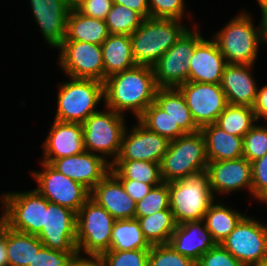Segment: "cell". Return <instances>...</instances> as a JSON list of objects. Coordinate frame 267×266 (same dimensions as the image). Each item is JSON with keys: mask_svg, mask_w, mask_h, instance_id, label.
I'll return each mask as SVG.
<instances>
[{"mask_svg": "<svg viewBox=\"0 0 267 266\" xmlns=\"http://www.w3.org/2000/svg\"><path fill=\"white\" fill-rule=\"evenodd\" d=\"M157 89L153 68L136 65L105 79L102 106L124 116L132 113L137 120L155 102Z\"/></svg>", "mask_w": 267, "mask_h": 266, "instance_id": "1", "label": "cell"}, {"mask_svg": "<svg viewBox=\"0 0 267 266\" xmlns=\"http://www.w3.org/2000/svg\"><path fill=\"white\" fill-rule=\"evenodd\" d=\"M251 14V11L241 9L211 36L229 64H256L263 44L259 27Z\"/></svg>", "mask_w": 267, "mask_h": 266, "instance_id": "2", "label": "cell"}, {"mask_svg": "<svg viewBox=\"0 0 267 266\" xmlns=\"http://www.w3.org/2000/svg\"><path fill=\"white\" fill-rule=\"evenodd\" d=\"M191 26L178 19L144 18L130 35L136 65L153 67Z\"/></svg>", "mask_w": 267, "mask_h": 266, "instance_id": "3", "label": "cell"}, {"mask_svg": "<svg viewBox=\"0 0 267 266\" xmlns=\"http://www.w3.org/2000/svg\"><path fill=\"white\" fill-rule=\"evenodd\" d=\"M67 78L69 80H64L57 87L54 119L82 124L104 104V83L92 79Z\"/></svg>", "mask_w": 267, "mask_h": 266, "instance_id": "4", "label": "cell"}, {"mask_svg": "<svg viewBox=\"0 0 267 266\" xmlns=\"http://www.w3.org/2000/svg\"><path fill=\"white\" fill-rule=\"evenodd\" d=\"M170 210L176 224L203 220L216 200L206 172L169 182Z\"/></svg>", "mask_w": 267, "mask_h": 266, "instance_id": "5", "label": "cell"}, {"mask_svg": "<svg viewBox=\"0 0 267 266\" xmlns=\"http://www.w3.org/2000/svg\"><path fill=\"white\" fill-rule=\"evenodd\" d=\"M208 159L203 134H185L170 141L161 163L163 182L169 183L184 177L206 172Z\"/></svg>", "mask_w": 267, "mask_h": 266, "instance_id": "6", "label": "cell"}, {"mask_svg": "<svg viewBox=\"0 0 267 266\" xmlns=\"http://www.w3.org/2000/svg\"><path fill=\"white\" fill-rule=\"evenodd\" d=\"M102 109L82 123L84 148L112 164L119 154L123 133L129 124L126 116L105 106Z\"/></svg>", "mask_w": 267, "mask_h": 266, "instance_id": "7", "label": "cell"}, {"mask_svg": "<svg viewBox=\"0 0 267 266\" xmlns=\"http://www.w3.org/2000/svg\"><path fill=\"white\" fill-rule=\"evenodd\" d=\"M48 202L35 188L4 191L0 196L1 220L13 230L37 235L42 230Z\"/></svg>", "mask_w": 267, "mask_h": 266, "instance_id": "8", "label": "cell"}, {"mask_svg": "<svg viewBox=\"0 0 267 266\" xmlns=\"http://www.w3.org/2000/svg\"><path fill=\"white\" fill-rule=\"evenodd\" d=\"M116 219L91 197L77 212V254L101 256L109 251Z\"/></svg>", "mask_w": 267, "mask_h": 266, "instance_id": "9", "label": "cell"}, {"mask_svg": "<svg viewBox=\"0 0 267 266\" xmlns=\"http://www.w3.org/2000/svg\"><path fill=\"white\" fill-rule=\"evenodd\" d=\"M192 24L152 67L158 88H177L188 81L189 59L196 44L204 37L199 23L192 21Z\"/></svg>", "mask_w": 267, "mask_h": 266, "instance_id": "10", "label": "cell"}, {"mask_svg": "<svg viewBox=\"0 0 267 266\" xmlns=\"http://www.w3.org/2000/svg\"><path fill=\"white\" fill-rule=\"evenodd\" d=\"M244 266L267 263V224L246 215L220 243Z\"/></svg>", "mask_w": 267, "mask_h": 266, "instance_id": "11", "label": "cell"}, {"mask_svg": "<svg viewBox=\"0 0 267 266\" xmlns=\"http://www.w3.org/2000/svg\"><path fill=\"white\" fill-rule=\"evenodd\" d=\"M41 170H33L30 176L37 187L35 189L49 202L70 208L78 212L90 198L91 192L82 184L58 172L49 163L40 161Z\"/></svg>", "mask_w": 267, "mask_h": 266, "instance_id": "12", "label": "cell"}, {"mask_svg": "<svg viewBox=\"0 0 267 266\" xmlns=\"http://www.w3.org/2000/svg\"><path fill=\"white\" fill-rule=\"evenodd\" d=\"M60 71L65 77L105 81L104 62L101 45L64 40L57 50Z\"/></svg>", "mask_w": 267, "mask_h": 266, "instance_id": "13", "label": "cell"}, {"mask_svg": "<svg viewBox=\"0 0 267 266\" xmlns=\"http://www.w3.org/2000/svg\"><path fill=\"white\" fill-rule=\"evenodd\" d=\"M177 89L183 95L192 118L199 128L216 123L219 115L228 105L221 84L187 81Z\"/></svg>", "mask_w": 267, "mask_h": 266, "instance_id": "14", "label": "cell"}, {"mask_svg": "<svg viewBox=\"0 0 267 266\" xmlns=\"http://www.w3.org/2000/svg\"><path fill=\"white\" fill-rule=\"evenodd\" d=\"M206 173L216 199L245 189L252 199V165L246 158L208 162Z\"/></svg>", "mask_w": 267, "mask_h": 266, "instance_id": "15", "label": "cell"}, {"mask_svg": "<svg viewBox=\"0 0 267 266\" xmlns=\"http://www.w3.org/2000/svg\"><path fill=\"white\" fill-rule=\"evenodd\" d=\"M76 218L77 213L70 208L48 202L42 230L36 236L50 249L77 251Z\"/></svg>", "mask_w": 267, "mask_h": 266, "instance_id": "16", "label": "cell"}, {"mask_svg": "<svg viewBox=\"0 0 267 266\" xmlns=\"http://www.w3.org/2000/svg\"><path fill=\"white\" fill-rule=\"evenodd\" d=\"M136 123V124H135ZM126 127L119 154L115 160H142L161 163L170 141L148 130L138 120Z\"/></svg>", "mask_w": 267, "mask_h": 266, "instance_id": "17", "label": "cell"}, {"mask_svg": "<svg viewBox=\"0 0 267 266\" xmlns=\"http://www.w3.org/2000/svg\"><path fill=\"white\" fill-rule=\"evenodd\" d=\"M33 21L37 24L43 41L58 50L66 38L67 16L70 11L66 0H28Z\"/></svg>", "mask_w": 267, "mask_h": 266, "instance_id": "18", "label": "cell"}, {"mask_svg": "<svg viewBox=\"0 0 267 266\" xmlns=\"http://www.w3.org/2000/svg\"><path fill=\"white\" fill-rule=\"evenodd\" d=\"M50 165L58 172L82 184L90 192L110 172L111 164L88 151L54 159Z\"/></svg>", "mask_w": 267, "mask_h": 266, "instance_id": "19", "label": "cell"}, {"mask_svg": "<svg viewBox=\"0 0 267 266\" xmlns=\"http://www.w3.org/2000/svg\"><path fill=\"white\" fill-rule=\"evenodd\" d=\"M84 151L83 125L54 119L42 143L40 161L50 164L54 159L76 155Z\"/></svg>", "mask_w": 267, "mask_h": 266, "instance_id": "20", "label": "cell"}, {"mask_svg": "<svg viewBox=\"0 0 267 266\" xmlns=\"http://www.w3.org/2000/svg\"><path fill=\"white\" fill-rule=\"evenodd\" d=\"M208 38L204 36L194 48L189 59L188 81L221 84L227 62L215 41Z\"/></svg>", "mask_w": 267, "mask_h": 266, "instance_id": "21", "label": "cell"}, {"mask_svg": "<svg viewBox=\"0 0 267 266\" xmlns=\"http://www.w3.org/2000/svg\"><path fill=\"white\" fill-rule=\"evenodd\" d=\"M254 66L226 64L221 87L228 104L253 107L260 86L254 75Z\"/></svg>", "mask_w": 267, "mask_h": 266, "instance_id": "22", "label": "cell"}, {"mask_svg": "<svg viewBox=\"0 0 267 266\" xmlns=\"http://www.w3.org/2000/svg\"><path fill=\"white\" fill-rule=\"evenodd\" d=\"M90 197L116 220L133 219L135 216L136 202L111 171L92 189Z\"/></svg>", "mask_w": 267, "mask_h": 266, "instance_id": "23", "label": "cell"}, {"mask_svg": "<svg viewBox=\"0 0 267 266\" xmlns=\"http://www.w3.org/2000/svg\"><path fill=\"white\" fill-rule=\"evenodd\" d=\"M176 252L197 262L216 245L203 220L176 225L168 243Z\"/></svg>", "mask_w": 267, "mask_h": 266, "instance_id": "24", "label": "cell"}, {"mask_svg": "<svg viewBox=\"0 0 267 266\" xmlns=\"http://www.w3.org/2000/svg\"><path fill=\"white\" fill-rule=\"evenodd\" d=\"M205 139L208 162L243 157V137L229 134L215 123L200 128Z\"/></svg>", "mask_w": 267, "mask_h": 266, "instance_id": "25", "label": "cell"}, {"mask_svg": "<svg viewBox=\"0 0 267 266\" xmlns=\"http://www.w3.org/2000/svg\"><path fill=\"white\" fill-rule=\"evenodd\" d=\"M105 79L136 66L129 35L110 34L101 45Z\"/></svg>", "mask_w": 267, "mask_h": 266, "instance_id": "26", "label": "cell"}, {"mask_svg": "<svg viewBox=\"0 0 267 266\" xmlns=\"http://www.w3.org/2000/svg\"><path fill=\"white\" fill-rule=\"evenodd\" d=\"M109 35L105 21L82 15L75 8L70 9L67 16L65 40L102 45Z\"/></svg>", "mask_w": 267, "mask_h": 266, "instance_id": "27", "label": "cell"}, {"mask_svg": "<svg viewBox=\"0 0 267 266\" xmlns=\"http://www.w3.org/2000/svg\"><path fill=\"white\" fill-rule=\"evenodd\" d=\"M226 204L221 198L216 199L209 210L205 213L203 221L207 230L211 233L216 244H220L238 225L240 220L246 215Z\"/></svg>", "mask_w": 267, "mask_h": 266, "instance_id": "28", "label": "cell"}, {"mask_svg": "<svg viewBox=\"0 0 267 266\" xmlns=\"http://www.w3.org/2000/svg\"><path fill=\"white\" fill-rule=\"evenodd\" d=\"M155 103L186 133H196L200 128L194 122L186 101L177 88H158Z\"/></svg>", "mask_w": 267, "mask_h": 266, "instance_id": "29", "label": "cell"}, {"mask_svg": "<svg viewBox=\"0 0 267 266\" xmlns=\"http://www.w3.org/2000/svg\"><path fill=\"white\" fill-rule=\"evenodd\" d=\"M43 247L36 235L19 232L7 226V257L9 266H29Z\"/></svg>", "mask_w": 267, "mask_h": 266, "instance_id": "30", "label": "cell"}, {"mask_svg": "<svg viewBox=\"0 0 267 266\" xmlns=\"http://www.w3.org/2000/svg\"><path fill=\"white\" fill-rule=\"evenodd\" d=\"M110 171L118 179H133L145 184H161L160 163L142 160H115Z\"/></svg>", "mask_w": 267, "mask_h": 266, "instance_id": "31", "label": "cell"}, {"mask_svg": "<svg viewBox=\"0 0 267 266\" xmlns=\"http://www.w3.org/2000/svg\"><path fill=\"white\" fill-rule=\"evenodd\" d=\"M150 247L151 245L144 238L137 219L115 221L109 250L131 251L136 249H150Z\"/></svg>", "mask_w": 267, "mask_h": 266, "instance_id": "32", "label": "cell"}, {"mask_svg": "<svg viewBox=\"0 0 267 266\" xmlns=\"http://www.w3.org/2000/svg\"><path fill=\"white\" fill-rule=\"evenodd\" d=\"M144 238L150 245L168 244L176 222L170 209L137 219Z\"/></svg>", "mask_w": 267, "mask_h": 266, "instance_id": "33", "label": "cell"}, {"mask_svg": "<svg viewBox=\"0 0 267 266\" xmlns=\"http://www.w3.org/2000/svg\"><path fill=\"white\" fill-rule=\"evenodd\" d=\"M256 123L252 107L228 104L215 124L229 134L244 137Z\"/></svg>", "mask_w": 267, "mask_h": 266, "instance_id": "34", "label": "cell"}, {"mask_svg": "<svg viewBox=\"0 0 267 266\" xmlns=\"http://www.w3.org/2000/svg\"><path fill=\"white\" fill-rule=\"evenodd\" d=\"M137 120L148 130L167 138L169 141L186 134L178 124L174 123L169 114L155 102L150 104Z\"/></svg>", "mask_w": 267, "mask_h": 266, "instance_id": "35", "label": "cell"}, {"mask_svg": "<svg viewBox=\"0 0 267 266\" xmlns=\"http://www.w3.org/2000/svg\"><path fill=\"white\" fill-rule=\"evenodd\" d=\"M143 17L134 10L120 4H113L105 23L110 34L131 35L143 21Z\"/></svg>", "mask_w": 267, "mask_h": 266, "instance_id": "36", "label": "cell"}, {"mask_svg": "<svg viewBox=\"0 0 267 266\" xmlns=\"http://www.w3.org/2000/svg\"><path fill=\"white\" fill-rule=\"evenodd\" d=\"M166 209H170L169 188L168 183L162 182L136 203L134 218L146 217Z\"/></svg>", "mask_w": 267, "mask_h": 266, "instance_id": "37", "label": "cell"}, {"mask_svg": "<svg viewBox=\"0 0 267 266\" xmlns=\"http://www.w3.org/2000/svg\"><path fill=\"white\" fill-rule=\"evenodd\" d=\"M266 153L267 123L257 122L243 137V157L251 163Z\"/></svg>", "mask_w": 267, "mask_h": 266, "instance_id": "38", "label": "cell"}, {"mask_svg": "<svg viewBox=\"0 0 267 266\" xmlns=\"http://www.w3.org/2000/svg\"><path fill=\"white\" fill-rule=\"evenodd\" d=\"M148 266H196V262L176 252L169 244H160L151 245Z\"/></svg>", "mask_w": 267, "mask_h": 266, "instance_id": "39", "label": "cell"}, {"mask_svg": "<svg viewBox=\"0 0 267 266\" xmlns=\"http://www.w3.org/2000/svg\"><path fill=\"white\" fill-rule=\"evenodd\" d=\"M151 18L178 19L184 21L191 19L186 0H148ZM188 10L187 12H185ZM188 13V14H187ZM190 18V19H189Z\"/></svg>", "mask_w": 267, "mask_h": 266, "instance_id": "40", "label": "cell"}, {"mask_svg": "<svg viewBox=\"0 0 267 266\" xmlns=\"http://www.w3.org/2000/svg\"><path fill=\"white\" fill-rule=\"evenodd\" d=\"M149 250H109L104 252L101 257L105 260L106 266H148Z\"/></svg>", "mask_w": 267, "mask_h": 266, "instance_id": "41", "label": "cell"}, {"mask_svg": "<svg viewBox=\"0 0 267 266\" xmlns=\"http://www.w3.org/2000/svg\"><path fill=\"white\" fill-rule=\"evenodd\" d=\"M77 251L54 250L43 246L29 266H72Z\"/></svg>", "mask_w": 267, "mask_h": 266, "instance_id": "42", "label": "cell"}, {"mask_svg": "<svg viewBox=\"0 0 267 266\" xmlns=\"http://www.w3.org/2000/svg\"><path fill=\"white\" fill-rule=\"evenodd\" d=\"M252 165V198L267 205V153Z\"/></svg>", "mask_w": 267, "mask_h": 266, "instance_id": "43", "label": "cell"}, {"mask_svg": "<svg viewBox=\"0 0 267 266\" xmlns=\"http://www.w3.org/2000/svg\"><path fill=\"white\" fill-rule=\"evenodd\" d=\"M196 266H244L221 244H216L196 262Z\"/></svg>", "mask_w": 267, "mask_h": 266, "instance_id": "44", "label": "cell"}, {"mask_svg": "<svg viewBox=\"0 0 267 266\" xmlns=\"http://www.w3.org/2000/svg\"><path fill=\"white\" fill-rule=\"evenodd\" d=\"M112 5V0H83L75 9L82 15L105 21Z\"/></svg>", "mask_w": 267, "mask_h": 266, "instance_id": "45", "label": "cell"}, {"mask_svg": "<svg viewBox=\"0 0 267 266\" xmlns=\"http://www.w3.org/2000/svg\"><path fill=\"white\" fill-rule=\"evenodd\" d=\"M126 193L137 203L159 184H145L133 179H119Z\"/></svg>", "mask_w": 267, "mask_h": 266, "instance_id": "46", "label": "cell"}, {"mask_svg": "<svg viewBox=\"0 0 267 266\" xmlns=\"http://www.w3.org/2000/svg\"><path fill=\"white\" fill-rule=\"evenodd\" d=\"M252 108L256 121L260 123L263 120L267 123V84L258 87L256 100Z\"/></svg>", "mask_w": 267, "mask_h": 266, "instance_id": "47", "label": "cell"}, {"mask_svg": "<svg viewBox=\"0 0 267 266\" xmlns=\"http://www.w3.org/2000/svg\"><path fill=\"white\" fill-rule=\"evenodd\" d=\"M113 4H120L139 13L143 18L150 17L148 0H112Z\"/></svg>", "mask_w": 267, "mask_h": 266, "instance_id": "48", "label": "cell"}, {"mask_svg": "<svg viewBox=\"0 0 267 266\" xmlns=\"http://www.w3.org/2000/svg\"><path fill=\"white\" fill-rule=\"evenodd\" d=\"M259 6L261 20L258 22V27L261 35L263 46L267 49V0H256Z\"/></svg>", "mask_w": 267, "mask_h": 266, "instance_id": "49", "label": "cell"}, {"mask_svg": "<svg viewBox=\"0 0 267 266\" xmlns=\"http://www.w3.org/2000/svg\"><path fill=\"white\" fill-rule=\"evenodd\" d=\"M72 266H106V263L101 256L77 254Z\"/></svg>", "mask_w": 267, "mask_h": 266, "instance_id": "50", "label": "cell"}, {"mask_svg": "<svg viewBox=\"0 0 267 266\" xmlns=\"http://www.w3.org/2000/svg\"><path fill=\"white\" fill-rule=\"evenodd\" d=\"M0 266H9L7 257V225L0 220Z\"/></svg>", "mask_w": 267, "mask_h": 266, "instance_id": "51", "label": "cell"}, {"mask_svg": "<svg viewBox=\"0 0 267 266\" xmlns=\"http://www.w3.org/2000/svg\"><path fill=\"white\" fill-rule=\"evenodd\" d=\"M83 0H66L68 6L70 8H75L77 5H79Z\"/></svg>", "mask_w": 267, "mask_h": 266, "instance_id": "52", "label": "cell"}, {"mask_svg": "<svg viewBox=\"0 0 267 266\" xmlns=\"http://www.w3.org/2000/svg\"><path fill=\"white\" fill-rule=\"evenodd\" d=\"M255 266H267V263L266 264H261V265H255Z\"/></svg>", "mask_w": 267, "mask_h": 266, "instance_id": "53", "label": "cell"}]
</instances>
